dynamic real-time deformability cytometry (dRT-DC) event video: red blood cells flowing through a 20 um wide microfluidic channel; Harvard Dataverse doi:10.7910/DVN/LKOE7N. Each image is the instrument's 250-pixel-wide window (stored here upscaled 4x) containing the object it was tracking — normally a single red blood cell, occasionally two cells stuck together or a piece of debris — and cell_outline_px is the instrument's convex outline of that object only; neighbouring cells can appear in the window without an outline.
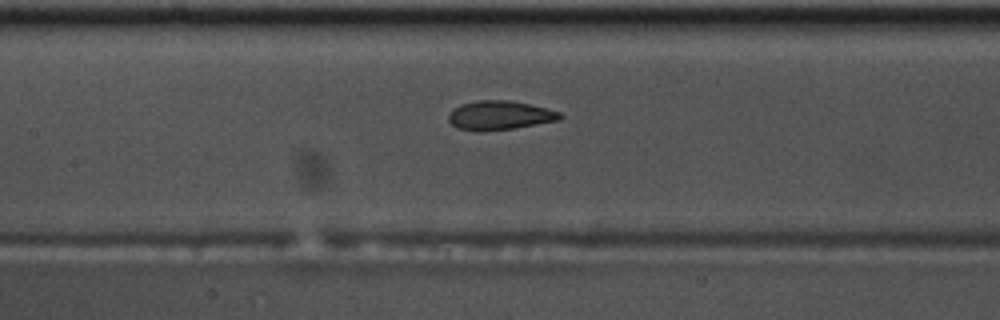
{"species": "common noctule bat (a hibernating species)", "species_latin": "Nyctalus noctula", "temperature_condition": "warm", "stored_images_in_passage": 37, "camera_frame_rate_fps": 3000, "um_per_image_px": 0.085, "animal": {"sex": "male", "body_mass_g": 17.5, "forearm_length_mm": 52.3}, "frame": {"image": 1, "passage_image": 13, "time_ms": 4.0, "image_size_px": [1000, 320], "cell_outline_px": [[564, 116], [560, 120], [516, 128], [480, 132], [456, 128], [448, 120], [448, 116], [452, 108], [460, 104], [476, 100], [508, 100], [548, 108], [560, 112]], "centroid_in_image_um": [42.46, 9.81], "position_along_channel_um": 164.9, "area_um2": 19.19}}
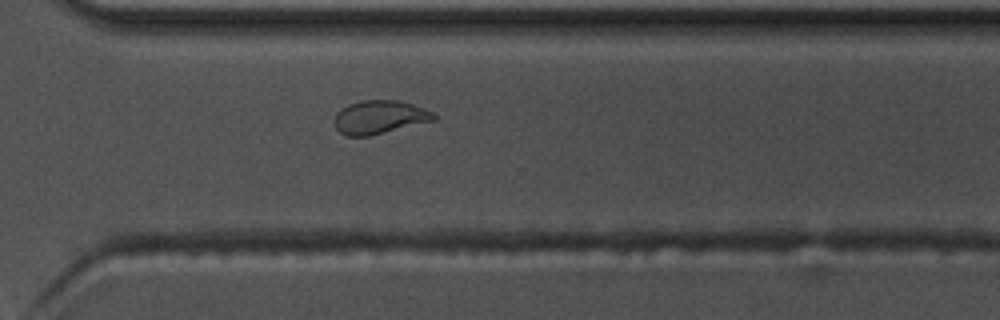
{"frame": {"image": 2, "passage_image": 27, "time_ms": 8.667, "image_size_px": [1000, 320], "cell_outline_px": [[436, 120], [368, 136], [348, 136], [340, 132], [336, 128], [332, 120], [336, 112], [348, 104], [360, 100], [396, 100], [412, 104], [432, 112], [436, 116]], "centroid_in_image_um": [32.21, 9.95], "position_along_channel_um": 338.4, "area_um2": 19.36}}
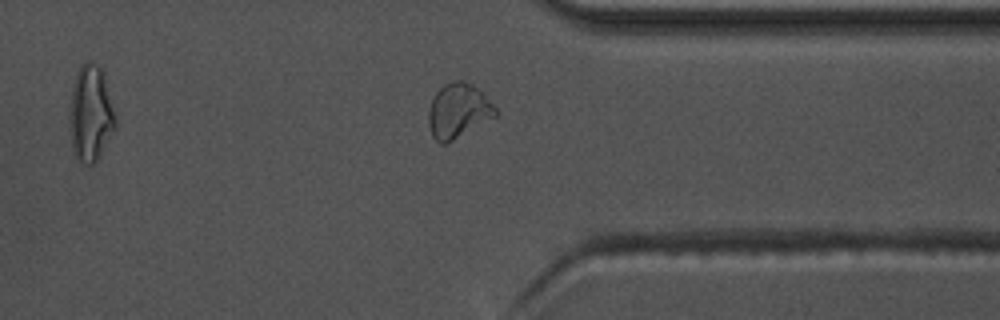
{"frame": {"image": 3, "passage_image": 30, "time_ms": 9.667, "image_size_px": [1000, 320], "cell_outline_px": [[500, 112], [496, 116], [452, 140], [444, 144], [440, 144], [432, 136], [428, 124], [428, 112], [432, 100], [436, 92], [444, 84], [452, 80], [464, 80], [472, 84]], "centroid_in_image_um": [38.93, 9.41], "position_along_channel_um": 372.5, "area_um2": 21.04}, "authors_computed_cell_mechanics": {"area_um2": 19.363, "velocity_mm_per_s": 3.7257, "shape_relaxation_time_tau1_ms": 8.032, "shape_relaxation_time_tau2_ms": 1.0827, "deformation_change_tau1": 0.1851, "deformation_change_tau2": 0.0684}}